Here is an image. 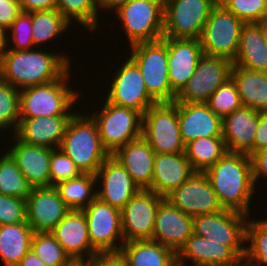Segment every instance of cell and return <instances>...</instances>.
<instances>
[{"mask_svg": "<svg viewBox=\"0 0 267 266\" xmlns=\"http://www.w3.org/2000/svg\"><path fill=\"white\" fill-rule=\"evenodd\" d=\"M32 35L31 13L21 12L5 32V48L3 50L34 49Z\"/></svg>", "mask_w": 267, "mask_h": 266, "instance_id": "41", "label": "cell"}, {"mask_svg": "<svg viewBox=\"0 0 267 266\" xmlns=\"http://www.w3.org/2000/svg\"><path fill=\"white\" fill-rule=\"evenodd\" d=\"M262 26H264L267 30V8L265 9L262 20L259 22Z\"/></svg>", "mask_w": 267, "mask_h": 266, "instance_id": "55", "label": "cell"}, {"mask_svg": "<svg viewBox=\"0 0 267 266\" xmlns=\"http://www.w3.org/2000/svg\"><path fill=\"white\" fill-rule=\"evenodd\" d=\"M226 152L223 137H200L185 145V155L193 170L206 171Z\"/></svg>", "mask_w": 267, "mask_h": 266, "instance_id": "34", "label": "cell"}, {"mask_svg": "<svg viewBox=\"0 0 267 266\" xmlns=\"http://www.w3.org/2000/svg\"><path fill=\"white\" fill-rule=\"evenodd\" d=\"M218 0H164L163 37L199 39Z\"/></svg>", "mask_w": 267, "mask_h": 266, "instance_id": "10", "label": "cell"}, {"mask_svg": "<svg viewBox=\"0 0 267 266\" xmlns=\"http://www.w3.org/2000/svg\"><path fill=\"white\" fill-rule=\"evenodd\" d=\"M50 233L71 259H90L97 253L91 246L82 210H70Z\"/></svg>", "mask_w": 267, "mask_h": 266, "instance_id": "26", "label": "cell"}, {"mask_svg": "<svg viewBox=\"0 0 267 266\" xmlns=\"http://www.w3.org/2000/svg\"><path fill=\"white\" fill-rule=\"evenodd\" d=\"M0 157V194L26 200L32 186L19 170L16 162L6 151Z\"/></svg>", "mask_w": 267, "mask_h": 266, "instance_id": "38", "label": "cell"}, {"mask_svg": "<svg viewBox=\"0 0 267 266\" xmlns=\"http://www.w3.org/2000/svg\"><path fill=\"white\" fill-rule=\"evenodd\" d=\"M141 137L156 154L185 152L178 120V103H157L142 115Z\"/></svg>", "mask_w": 267, "mask_h": 266, "instance_id": "7", "label": "cell"}, {"mask_svg": "<svg viewBox=\"0 0 267 266\" xmlns=\"http://www.w3.org/2000/svg\"><path fill=\"white\" fill-rule=\"evenodd\" d=\"M193 171L185 152L156 154L152 184L149 190L165 198L183 184Z\"/></svg>", "mask_w": 267, "mask_h": 266, "instance_id": "28", "label": "cell"}, {"mask_svg": "<svg viewBox=\"0 0 267 266\" xmlns=\"http://www.w3.org/2000/svg\"><path fill=\"white\" fill-rule=\"evenodd\" d=\"M69 72L52 82L20 90V118L74 115L71 110L81 93L68 86Z\"/></svg>", "mask_w": 267, "mask_h": 266, "instance_id": "4", "label": "cell"}, {"mask_svg": "<svg viewBox=\"0 0 267 266\" xmlns=\"http://www.w3.org/2000/svg\"><path fill=\"white\" fill-rule=\"evenodd\" d=\"M31 23L33 43L39 49L42 44L63 35L71 25L58 10L31 12Z\"/></svg>", "mask_w": 267, "mask_h": 266, "instance_id": "35", "label": "cell"}, {"mask_svg": "<svg viewBox=\"0 0 267 266\" xmlns=\"http://www.w3.org/2000/svg\"><path fill=\"white\" fill-rule=\"evenodd\" d=\"M70 210L54 186L32 187L26 199L27 223L34 233L51 232Z\"/></svg>", "mask_w": 267, "mask_h": 266, "instance_id": "17", "label": "cell"}, {"mask_svg": "<svg viewBox=\"0 0 267 266\" xmlns=\"http://www.w3.org/2000/svg\"><path fill=\"white\" fill-rule=\"evenodd\" d=\"M93 113L89 115L95 121L101 143L110 155L141 137L142 114L137 110L114 105L105 99L101 110Z\"/></svg>", "mask_w": 267, "mask_h": 266, "instance_id": "8", "label": "cell"}, {"mask_svg": "<svg viewBox=\"0 0 267 266\" xmlns=\"http://www.w3.org/2000/svg\"><path fill=\"white\" fill-rule=\"evenodd\" d=\"M20 13L19 0H0V28L6 32Z\"/></svg>", "mask_w": 267, "mask_h": 266, "instance_id": "46", "label": "cell"}, {"mask_svg": "<svg viewBox=\"0 0 267 266\" xmlns=\"http://www.w3.org/2000/svg\"><path fill=\"white\" fill-rule=\"evenodd\" d=\"M34 231L27 222L0 225V258L5 266H17L31 250Z\"/></svg>", "mask_w": 267, "mask_h": 266, "instance_id": "32", "label": "cell"}, {"mask_svg": "<svg viewBox=\"0 0 267 266\" xmlns=\"http://www.w3.org/2000/svg\"><path fill=\"white\" fill-rule=\"evenodd\" d=\"M129 46L163 38L164 0H129L115 11Z\"/></svg>", "mask_w": 267, "mask_h": 266, "instance_id": "6", "label": "cell"}, {"mask_svg": "<svg viewBox=\"0 0 267 266\" xmlns=\"http://www.w3.org/2000/svg\"><path fill=\"white\" fill-rule=\"evenodd\" d=\"M218 3L245 23L260 22L267 8V0H219Z\"/></svg>", "mask_w": 267, "mask_h": 266, "instance_id": "43", "label": "cell"}, {"mask_svg": "<svg viewBox=\"0 0 267 266\" xmlns=\"http://www.w3.org/2000/svg\"><path fill=\"white\" fill-rule=\"evenodd\" d=\"M242 259L229 247L194 233L177 253V266H231ZM192 263V265H191Z\"/></svg>", "mask_w": 267, "mask_h": 266, "instance_id": "22", "label": "cell"}, {"mask_svg": "<svg viewBox=\"0 0 267 266\" xmlns=\"http://www.w3.org/2000/svg\"><path fill=\"white\" fill-rule=\"evenodd\" d=\"M96 186L95 175L82 173L78 177L60 182L54 187L71 210H82L97 197Z\"/></svg>", "mask_w": 267, "mask_h": 266, "instance_id": "33", "label": "cell"}, {"mask_svg": "<svg viewBox=\"0 0 267 266\" xmlns=\"http://www.w3.org/2000/svg\"><path fill=\"white\" fill-rule=\"evenodd\" d=\"M115 72L105 95L108 102L135 109L142 115L157 104L147 91L140 69L129 57Z\"/></svg>", "mask_w": 267, "mask_h": 266, "instance_id": "14", "label": "cell"}, {"mask_svg": "<svg viewBox=\"0 0 267 266\" xmlns=\"http://www.w3.org/2000/svg\"><path fill=\"white\" fill-rule=\"evenodd\" d=\"M232 66L233 62L228 59L204 54L174 102L207 103L211 95L231 78Z\"/></svg>", "mask_w": 267, "mask_h": 266, "instance_id": "12", "label": "cell"}, {"mask_svg": "<svg viewBox=\"0 0 267 266\" xmlns=\"http://www.w3.org/2000/svg\"><path fill=\"white\" fill-rule=\"evenodd\" d=\"M165 198L149 189H140L121 209L124 242L152 240L156 211Z\"/></svg>", "mask_w": 267, "mask_h": 266, "instance_id": "16", "label": "cell"}, {"mask_svg": "<svg viewBox=\"0 0 267 266\" xmlns=\"http://www.w3.org/2000/svg\"><path fill=\"white\" fill-rule=\"evenodd\" d=\"M21 12L56 10L57 0H19Z\"/></svg>", "mask_w": 267, "mask_h": 266, "instance_id": "49", "label": "cell"}, {"mask_svg": "<svg viewBox=\"0 0 267 266\" xmlns=\"http://www.w3.org/2000/svg\"><path fill=\"white\" fill-rule=\"evenodd\" d=\"M129 0H95V4L97 6V10H102L103 12L108 11H116L119 7L127 3Z\"/></svg>", "mask_w": 267, "mask_h": 266, "instance_id": "51", "label": "cell"}, {"mask_svg": "<svg viewBox=\"0 0 267 266\" xmlns=\"http://www.w3.org/2000/svg\"><path fill=\"white\" fill-rule=\"evenodd\" d=\"M249 216L223 210L193 217V233L229 246L241 259L245 256L246 224Z\"/></svg>", "mask_w": 267, "mask_h": 266, "instance_id": "11", "label": "cell"}, {"mask_svg": "<svg viewBox=\"0 0 267 266\" xmlns=\"http://www.w3.org/2000/svg\"><path fill=\"white\" fill-rule=\"evenodd\" d=\"M250 219V220H249ZM244 262L246 266H267V218H248ZM250 242V243H249ZM250 245H249V244Z\"/></svg>", "mask_w": 267, "mask_h": 266, "instance_id": "36", "label": "cell"}, {"mask_svg": "<svg viewBox=\"0 0 267 266\" xmlns=\"http://www.w3.org/2000/svg\"><path fill=\"white\" fill-rule=\"evenodd\" d=\"M95 177L96 183L100 185L96 189L97 198L119 210L140 190L122 164L112 155L99 167Z\"/></svg>", "mask_w": 267, "mask_h": 266, "instance_id": "18", "label": "cell"}, {"mask_svg": "<svg viewBox=\"0 0 267 266\" xmlns=\"http://www.w3.org/2000/svg\"><path fill=\"white\" fill-rule=\"evenodd\" d=\"M59 149L81 173L95 175L110 156L101 143L97 125L88 113L76 112L70 119Z\"/></svg>", "mask_w": 267, "mask_h": 266, "instance_id": "3", "label": "cell"}, {"mask_svg": "<svg viewBox=\"0 0 267 266\" xmlns=\"http://www.w3.org/2000/svg\"><path fill=\"white\" fill-rule=\"evenodd\" d=\"M5 48V31L0 28V53Z\"/></svg>", "mask_w": 267, "mask_h": 266, "instance_id": "54", "label": "cell"}, {"mask_svg": "<svg viewBox=\"0 0 267 266\" xmlns=\"http://www.w3.org/2000/svg\"><path fill=\"white\" fill-rule=\"evenodd\" d=\"M140 189H150L156 153L142 138L130 141L113 155Z\"/></svg>", "mask_w": 267, "mask_h": 266, "instance_id": "27", "label": "cell"}, {"mask_svg": "<svg viewBox=\"0 0 267 266\" xmlns=\"http://www.w3.org/2000/svg\"><path fill=\"white\" fill-rule=\"evenodd\" d=\"M31 250L46 266H64L71 260L50 232L34 233Z\"/></svg>", "mask_w": 267, "mask_h": 266, "instance_id": "40", "label": "cell"}, {"mask_svg": "<svg viewBox=\"0 0 267 266\" xmlns=\"http://www.w3.org/2000/svg\"><path fill=\"white\" fill-rule=\"evenodd\" d=\"M252 160V173L254 185L259 181V178L267 176V148L255 152L251 156Z\"/></svg>", "mask_w": 267, "mask_h": 266, "instance_id": "48", "label": "cell"}, {"mask_svg": "<svg viewBox=\"0 0 267 266\" xmlns=\"http://www.w3.org/2000/svg\"><path fill=\"white\" fill-rule=\"evenodd\" d=\"M20 122V91L0 79V131L16 132ZM3 129V130H2ZM13 129V130H12Z\"/></svg>", "mask_w": 267, "mask_h": 266, "instance_id": "39", "label": "cell"}, {"mask_svg": "<svg viewBox=\"0 0 267 266\" xmlns=\"http://www.w3.org/2000/svg\"><path fill=\"white\" fill-rule=\"evenodd\" d=\"M245 22L218 3L203 26L199 38L203 53L234 61Z\"/></svg>", "mask_w": 267, "mask_h": 266, "instance_id": "9", "label": "cell"}, {"mask_svg": "<svg viewBox=\"0 0 267 266\" xmlns=\"http://www.w3.org/2000/svg\"><path fill=\"white\" fill-rule=\"evenodd\" d=\"M231 78L244 107L259 112L267 111V72L253 71L233 65Z\"/></svg>", "mask_w": 267, "mask_h": 266, "instance_id": "30", "label": "cell"}, {"mask_svg": "<svg viewBox=\"0 0 267 266\" xmlns=\"http://www.w3.org/2000/svg\"><path fill=\"white\" fill-rule=\"evenodd\" d=\"M231 266H246L244 260L242 259L238 264L236 265H231Z\"/></svg>", "mask_w": 267, "mask_h": 266, "instance_id": "56", "label": "cell"}, {"mask_svg": "<svg viewBox=\"0 0 267 266\" xmlns=\"http://www.w3.org/2000/svg\"><path fill=\"white\" fill-rule=\"evenodd\" d=\"M91 266H127L121 252L96 253L91 258Z\"/></svg>", "mask_w": 267, "mask_h": 266, "instance_id": "47", "label": "cell"}, {"mask_svg": "<svg viewBox=\"0 0 267 266\" xmlns=\"http://www.w3.org/2000/svg\"><path fill=\"white\" fill-rule=\"evenodd\" d=\"M259 111L242 106L222 119V137L227 152L254 154V141Z\"/></svg>", "mask_w": 267, "mask_h": 266, "instance_id": "21", "label": "cell"}, {"mask_svg": "<svg viewBox=\"0 0 267 266\" xmlns=\"http://www.w3.org/2000/svg\"><path fill=\"white\" fill-rule=\"evenodd\" d=\"M178 120L185 145L200 137H222V118L207 103H178Z\"/></svg>", "mask_w": 267, "mask_h": 266, "instance_id": "25", "label": "cell"}, {"mask_svg": "<svg viewBox=\"0 0 267 266\" xmlns=\"http://www.w3.org/2000/svg\"><path fill=\"white\" fill-rule=\"evenodd\" d=\"M56 10L70 24H73L72 21L77 22L91 33H96V30L100 29L98 28L100 10H97L95 0H57Z\"/></svg>", "mask_w": 267, "mask_h": 266, "instance_id": "37", "label": "cell"}, {"mask_svg": "<svg viewBox=\"0 0 267 266\" xmlns=\"http://www.w3.org/2000/svg\"><path fill=\"white\" fill-rule=\"evenodd\" d=\"M30 49L2 50L0 53V79L17 90L42 85L61 78L72 63L69 54Z\"/></svg>", "mask_w": 267, "mask_h": 266, "instance_id": "1", "label": "cell"}, {"mask_svg": "<svg viewBox=\"0 0 267 266\" xmlns=\"http://www.w3.org/2000/svg\"><path fill=\"white\" fill-rule=\"evenodd\" d=\"M210 110L222 119L241 108L243 105L237 91V87L232 80L228 79L210 97L207 102Z\"/></svg>", "mask_w": 267, "mask_h": 266, "instance_id": "42", "label": "cell"}, {"mask_svg": "<svg viewBox=\"0 0 267 266\" xmlns=\"http://www.w3.org/2000/svg\"><path fill=\"white\" fill-rule=\"evenodd\" d=\"M168 76L172 91L177 95L194 74L204 55L199 39L167 37Z\"/></svg>", "mask_w": 267, "mask_h": 266, "instance_id": "20", "label": "cell"}, {"mask_svg": "<svg viewBox=\"0 0 267 266\" xmlns=\"http://www.w3.org/2000/svg\"><path fill=\"white\" fill-rule=\"evenodd\" d=\"M50 169V186L78 177L81 171L75 163L64 154L59 148L51 151Z\"/></svg>", "mask_w": 267, "mask_h": 266, "instance_id": "44", "label": "cell"}, {"mask_svg": "<svg viewBox=\"0 0 267 266\" xmlns=\"http://www.w3.org/2000/svg\"><path fill=\"white\" fill-rule=\"evenodd\" d=\"M72 116L59 115L20 118L18 128L14 135L20 141L29 145L57 149L61 144Z\"/></svg>", "mask_w": 267, "mask_h": 266, "instance_id": "24", "label": "cell"}, {"mask_svg": "<svg viewBox=\"0 0 267 266\" xmlns=\"http://www.w3.org/2000/svg\"><path fill=\"white\" fill-rule=\"evenodd\" d=\"M165 199L173 207L192 217L224 210L206 171L194 170L188 179Z\"/></svg>", "mask_w": 267, "mask_h": 266, "instance_id": "15", "label": "cell"}, {"mask_svg": "<svg viewBox=\"0 0 267 266\" xmlns=\"http://www.w3.org/2000/svg\"><path fill=\"white\" fill-rule=\"evenodd\" d=\"M127 266H177V254L153 240H135L120 250Z\"/></svg>", "mask_w": 267, "mask_h": 266, "instance_id": "31", "label": "cell"}, {"mask_svg": "<svg viewBox=\"0 0 267 266\" xmlns=\"http://www.w3.org/2000/svg\"><path fill=\"white\" fill-rule=\"evenodd\" d=\"M11 136L12 141H15L7 152L14 159L25 179L32 187H50L49 164L53 149L29 145L20 141L14 134Z\"/></svg>", "mask_w": 267, "mask_h": 266, "instance_id": "23", "label": "cell"}, {"mask_svg": "<svg viewBox=\"0 0 267 266\" xmlns=\"http://www.w3.org/2000/svg\"><path fill=\"white\" fill-rule=\"evenodd\" d=\"M82 211L87 220L92 248L97 253L120 252L125 243L121 227V210L96 197Z\"/></svg>", "mask_w": 267, "mask_h": 266, "instance_id": "13", "label": "cell"}, {"mask_svg": "<svg viewBox=\"0 0 267 266\" xmlns=\"http://www.w3.org/2000/svg\"><path fill=\"white\" fill-rule=\"evenodd\" d=\"M64 266H91L90 259H71Z\"/></svg>", "mask_w": 267, "mask_h": 266, "instance_id": "53", "label": "cell"}, {"mask_svg": "<svg viewBox=\"0 0 267 266\" xmlns=\"http://www.w3.org/2000/svg\"><path fill=\"white\" fill-rule=\"evenodd\" d=\"M192 234L193 217L181 212L164 199L156 211L152 240L177 254Z\"/></svg>", "mask_w": 267, "mask_h": 266, "instance_id": "19", "label": "cell"}, {"mask_svg": "<svg viewBox=\"0 0 267 266\" xmlns=\"http://www.w3.org/2000/svg\"><path fill=\"white\" fill-rule=\"evenodd\" d=\"M206 173L225 210L251 216V200L254 192H257L253 182L251 157L226 152Z\"/></svg>", "mask_w": 267, "mask_h": 266, "instance_id": "2", "label": "cell"}, {"mask_svg": "<svg viewBox=\"0 0 267 266\" xmlns=\"http://www.w3.org/2000/svg\"><path fill=\"white\" fill-rule=\"evenodd\" d=\"M27 222L26 200L0 194V225Z\"/></svg>", "mask_w": 267, "mask_h": 266, "instance_id": "45", "label": "cell"}, {"mask_svg": "<svg viewBox=\"0 0 267 266\" xmlns=\"http://www.w3.org/2000/svg\"><path fill=\"white\" fill-rule=\"evenodd\" d=\"M267 30L259 22L243 25L233 65L267 72Z\"/></svg>", "mask_w": 267, "mask_h": 266, "instance_id": "29", "label": "cell"}, {"mask_svg": "<svg viewBox=\"0 0 267 266\" xmlns=\"http://www.w3.org/2000/svg\"><path fill=\"white\" fill-rule=\"evenodd\" d=\"M17 266H46V264L32 251H28Z\"/></svg>", "mask_w": 267, "mask_h": 266, "instance_id": "52", "label": "cell"}, {"mask_svg": "<svg viewBox=\"0 0 267 266\" xmlns=\"http://www.w3.org/2000/svg\"><path fill=\"white\" fill-rule=\"evenodd\" d=\"M129 50V58L140 69L149 95L157 103L174 102L176 94L171 89L168 76L167 37L132 45Z\"/></svg>", "mask_w": 267, "mask_h": 266, "instance_id": "5", "label": "cell"}, {"mask_svg": "<svg viewBox=\"0 0 267 266\" xmlns=\"http://www.w3.org/2000/svg\"><path fill=\"white\" fill-rule=\"evenodd\" d=\"M267 148V111L259 112V122L254 141V153Z\"/></svg>", "mask_w": 267, "mask_h": 266, "instance_id": "50", "label": "cell"}]
</instances>
